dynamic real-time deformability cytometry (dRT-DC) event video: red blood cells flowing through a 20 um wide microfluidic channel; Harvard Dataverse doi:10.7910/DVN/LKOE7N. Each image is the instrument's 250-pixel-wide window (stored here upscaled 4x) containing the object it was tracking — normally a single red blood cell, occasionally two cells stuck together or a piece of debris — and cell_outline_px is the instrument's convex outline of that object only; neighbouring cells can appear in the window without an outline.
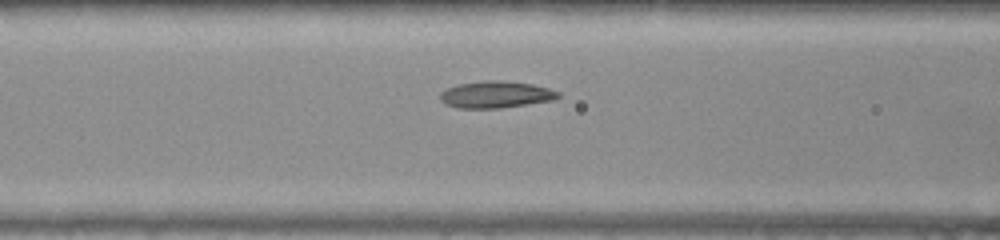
{"species": "common noctule bat (a hibernating species)", "species_latin": "Nyctalus noctula", "temperature_condition": "warm", "stored_images_in_passage": 30, "camera_frame_rate_fps": 3000, "um_per_image_px": 0.085, "animal": {"sex": "female", "body_mass_g": 22.0, "forearm_length_mm": 56.7}, "frame": {"image": 1, "passage_image": 9, "time_ms": 2.667, "image_size_px": [1000, 240], "cell_outline_px": [[560, 96], [552, 100], [528, 104], [500, 108], [456, 108], [444, 104], [440, 100], [440, 92], [448, 88], [460, 84], [484, 80], [500, 80], [532, 84], [548, 88], [560, 92]], "centroid_in_image_um": [42.12, 8.04], "position_along_channel_um": 124.5, "area_um2": 18.44}}
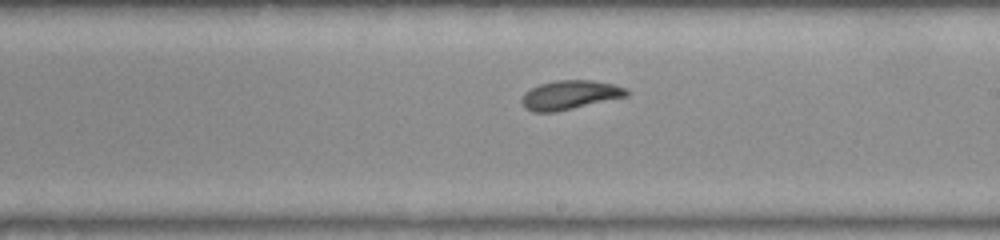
{"frame": {"image": 2, "passage_image": 18, "time_ms": 5.667, "image_size_px": [1000, 240], "cell_outline_px": [[628, 96], [556, 112], [532, 112], [524, 108], [520, 100], [524, 92], [540, 84], [556, 80], [592, 80], [612, 84], [624, 88], [628, 92]], "centroid_in_image_um": [48.39, 8.08], "position_along_channel_um": 240.6, "area_um2": 17.74}}
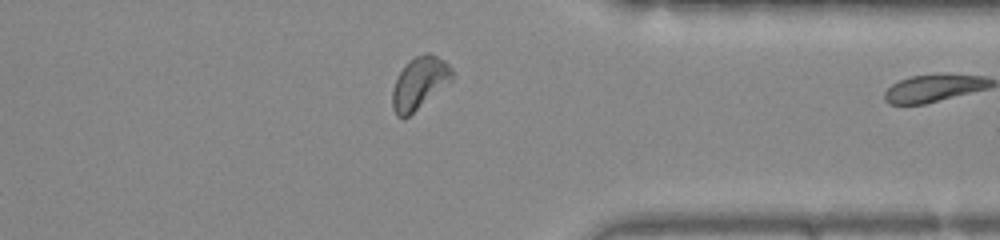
{"frame": {"image": 3, "passage_image": 29, "time_ms": 9.333, "image_size_px": [1000, 240], "cell_outline_px": [[456, 76], [452, 80], [408, 116], [396, 116], [392, 108], [392, 88], [400, 72], [416, 56], [424, 52], [428, 52], [444, 60], [452, 68]], "centroid_in_image_um": [35.68, 7.04], "position_along_channel_um": 375.7, "area_um2": 17.8}}